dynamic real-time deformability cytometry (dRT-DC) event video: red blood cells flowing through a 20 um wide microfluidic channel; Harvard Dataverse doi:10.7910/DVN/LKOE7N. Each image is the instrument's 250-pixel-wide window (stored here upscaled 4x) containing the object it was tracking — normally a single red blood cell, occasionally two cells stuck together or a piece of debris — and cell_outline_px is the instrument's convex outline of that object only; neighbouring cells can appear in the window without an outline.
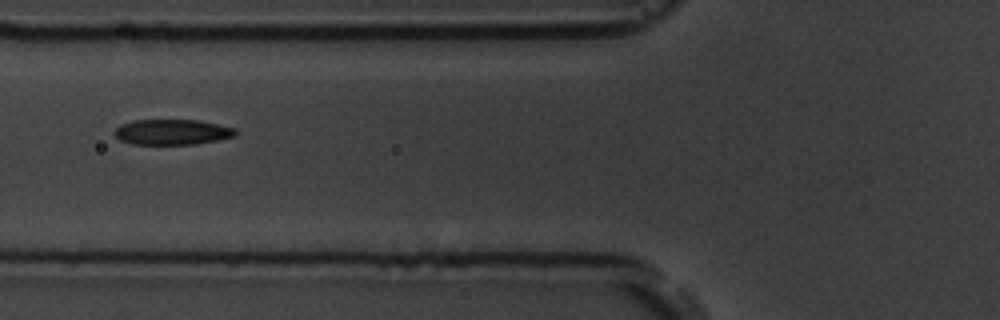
{"species": "common noctule bat (a hibernating species)", "species_latin": "Nyctalus noctula", "temperature_condition": "room temperature", "stored_images_in_passage": 6, "camera_frame_rate_fps": 3000, "um_per_image_px": 0.085, "animal": {"sex": "male", "body_mass_g": 19.5, "forearm_length_mm": 54.6}, "frame": {"image": 1, "passage_image": 6, "time_ms": 6.667, "image_size_px": [1000, 320], "cell_outline_px": [[236, 136], [196, 144], [132, 144], [120, 140], [112, 132], [120, 124], [132, 120], [200, 120], [236, 128]], "centroid_in_image_um": [14.62, 11.21], "position_along_channel_um": 111.2, "area_um2": 18.03}}